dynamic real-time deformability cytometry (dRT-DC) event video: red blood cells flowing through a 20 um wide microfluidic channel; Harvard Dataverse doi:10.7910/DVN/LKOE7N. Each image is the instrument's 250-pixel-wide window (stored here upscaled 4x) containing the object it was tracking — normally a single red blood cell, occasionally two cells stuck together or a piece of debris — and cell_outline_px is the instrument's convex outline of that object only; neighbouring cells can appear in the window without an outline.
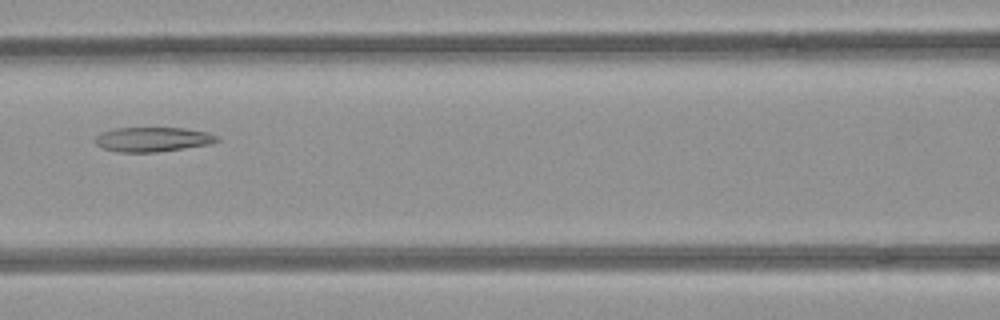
{"species": "common noctule bat (a hibernating species)", "species_latin": "Nyctalus noctula", "temperature_condition": "room temperature", "stored_images_in_passage": 32, "camera_frame_rate_fps": 3000, "um_per_image_px": 0.085, "animal": {"sex": "female", "body_mass_g": 21.9}, "frame": {"image": 1, "passage_image": 11, "time_ms": 3.333, "image_size_px": [1000, 320], "cell_outline_px": [[220, 140], [208, 144], [156, 152], [120, 152], [104, 148], [96, 144], [96, 136], [100, 132], [116, 128], [184, 128], [208, 132], [220, 136]], "centroid_in_image_um": [13.0, 11.83], "position_along_channel_um": 153.6, "area_um2": 17.28}}
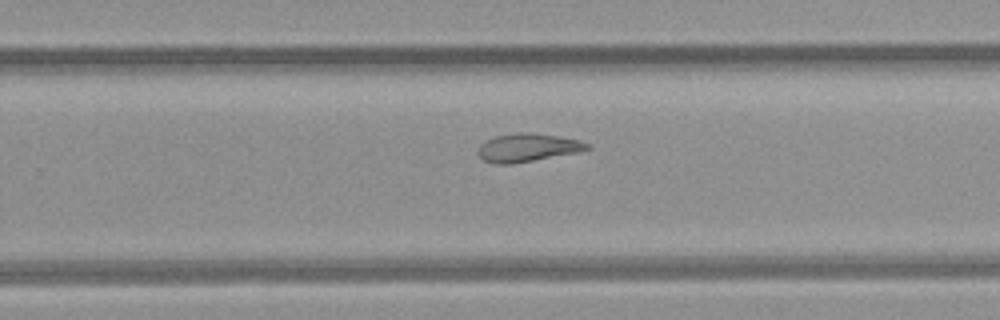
{"frame": {"image": 2, "passage_image": 21, "time_ms": 6.667, "image_size_px": [1000, 320], "cell_outline_px": [[592, 148], [580, 152], [512, 164], [492, 164], [484, 160], [476, 152], [480, 144], [484, 140], [496, 136], [516, 132], [532, 132], [580, 140], [588, 144]], "centroid_in_image_um": [44.82, 12.55], "position_along_channel_um": 285.0, "area_um2": 18.15}}
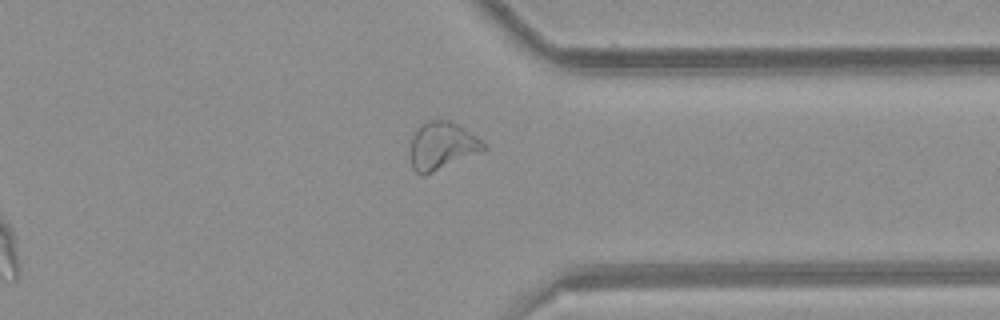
{"frame": {"image": 3, "passage_image": 28, "time_ms": 9.0, "image_size_px": [1000, 320], "cell_outline_px": [[488, 148], [432, 172], [416, 172], [412, 168], [412, 136], [416, 128], [424, 120], [448, 120], [464, 128], [488, 144]], "centroid_in_image_um": [37.59, 12.33], "position_along_channel_um": 373.8, "area_um2": 19.83}, "authors_computed_cell_mechanics": {"area_um2": 18.7272, "velocity_mm_per_s": 3.9621, "shape_relaxation_time_tau1_ms": null, "shape_relaxation_time_tau2_ms": 3.8353, "deformation_change_tau1": null, "deformation_change_tau2": 0.1227}}